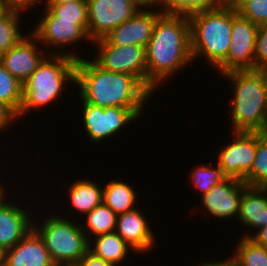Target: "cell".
Wrapping results in <instances>:
<instances>
[{
  "label": "cell",
  "mask_w": 267,
  "mask_h": 266,
  "mask_svg": "<svg viewBox=\"0 0 267 266\" xmlns=\"http://www.w3.org/2000/svg\"><path fill=\"white\" fill-rule=\"evenodd\" d=\"M188 17L193 61L205 57L204 60L215 70L226 59L230 48L232 6L221 5Z\"/></svg>",
  "instance_id": "5"
},
{
  "label": "cell",
  "mask_w": 267,
  "mask_h": 266,
  "mask_svg": "<svg viewBox=\"0 0 267 266\" xmlns=\"http://www.w3.org/2000/svg\"><path fill=\"white\" fill-rule=\"evenodd\" d=\"M17 115L6 105L0 102V133L9 130L10 126L16 122ZM13 122V123H12Z\"/></svg>",
  "instance_id": "33"
},
{
  "label": "cell",
  "mask_w": 267,
  "mask_h": 266,
  "mask_svg": "<svg viewBox=\"0 0 267 266\" xmlns=\"http://www.w3.org/2000/svg\"><path fill=\"white\" fill-rule=\"evenodd\" d=\"M265 79H266V84H267V70H265Z\"/></svg>",
  "instance_id": "45"
},
{
  "label": "cell",
  "mask_w": 267,
  "mask_h": 266,
  "mask_svg": "<svg viewBox=\"0 0 267 266\" xmlns=\"http://www.w3.org/2000/svg\"><path fill=\"white\" fill-rule=\"evenodd\" d=\"M10 10L8 9L4 0H0V17L6 15Z\"/></svg>",
  "instance_id": "40"
},
{
  "label": "cell",
  "mask_w": 267,
  "mask_h": 266,
  "mask_svg": "<svg viewBox=\"0 0 267 266\" xmlns=\"http://www.w3.org/2000/svg\"><path fill=\"white\" fill-rule=\"evenodd\" d=\"M83 127L89 140L96 144L113 137L125 125L138 120L143 108L100 107L81 101Z\"/></svg>",
  "instance_id": "8"
},
{
  "label": "cell",
  "mask_w": 267,
  "mask_h": 266,
  "mask_svg": "<svg viewBox=\"0 0 267 266\" xmlns=\"http://www.w3.org/2000/svg\"><path fill=\"white\" fill-rule=\"evenodd\" d=\"M250 239H252L256 244L267 248V225L259 228L256 232H253Z\"/></svg>",
  "instance_id": "36"
},
{
  "label": "cell",
  "mask_w": 267,
  "mask_h": 266,
  "mask_svg": "<svg viewBox=\"0 0 267 266\" xmlns=\"http://www.w3.org/2000/svg\"><path fill=\"white\" fill-rule=\"evenodd\" d=\"M44 6L59 20H88L87 2L71 1L63 4H45Z\"/></svg>",
  "instance_id": "30"
},
{
  "label": "cell",
  "mask_w": 267,
  "mask_h": 266,
  "mask_svg": "<svg viewBox=\"0 0 267 266\" xmlns=\"http://www.w3.org/2000/svg\"><path fill=\"white\" fill-rule=\"evenodd\" d=\"M221 5L220 0H159L157 7L166 14L189 16L199 11L218 8Z\"/></svg>",
  "instance_id": "26"
},
{
  "label": "cell",
  "mask_w": 267,
  "mask_h": 266,
  "mask_svg": "<svg viewBox=\"0 0 267 266\" xmlns=\"http://www.w3.org/2000/svg\"><path fill=\"white\" fill-rule=\"evenodd\" d=\"M67 217L49 214L42 223L33 218V229L43 239L55 265L76 264L88 252L89 240L80 223Z\"/></svg>",
  "instance_id": "6"
},
{
  "label": "cell",
  "mask_w": 267,
  "mask_h": 266,
  "mask_svg": "<svg viewBox=\"0 0 267 266\" xmlns=\"http://www.w3.org/2000/svg\"><path fill=\"white\" fill-rule=\"evenodd\" d=\"M8 9L10 11H15V12H19V13H24L26 11L24 10H28L30 7H36V5L38 3H44L42 0H4ZM41 1V2H39Z\"/></svg>",
  "instance_id": "34"
},
{
  "label": "cell",
  "mask_w": 267,
  "mask_h": 266,
  "mask_svg": "<svg viewBox=\"0 0 267 266\" xmlns=\"http://www.w3.org/2000/svg\"><path fill=\"white\" fill-rule=\"evenodd\" d=\"M267 70V24L259 25L254 52V70Z\"/></svg>",
  "instance_id": "32"
},
{
  "label": "cell",
  "mask_w": 267,
  "mask_h": 266,
  "mask_svg": "<svg viewBox=\"0 0 267 266\" xmlns=\"http://www.w3.org/2000/svg\"><path fill=\"white\" fill-rule=\"evenodd\" d=\"M55 266H78L77 264H61V265H55Z\"/></svg>",
  "instance_id": "44"
},
{
  "label": "cell",
  "mask_w": 267,
  "mask_h": 266,
  "mask_svg": "<svg viewBox=\"0 0 267 266\" xmlns=\"http://www.w3.org/2000/svg\"><path fill=\"white\" fill-rule=\"evenodd\" d=\"M234 7L240 16L254 24H267V0H241Z\"/></svg>",
  "instance_id": "31"
},
{
  "label": "cell",
  "mask_w": 267,
  "mask_h": 266,
  "mask_svg": "<svg viewBox=\"0 0 267 266\" xmlns=\"http://www.w3.org/2000/svg\"><path fill=\"white\" fill-rule=\"evenodd\" d=\"M192 170L191 184L197 187L196 189H199L202 195L208 193L216 184L227 178L218 164H216V167L212 166V164H201V166L199 165Z\"/></svg>",
  "instance_id": "29"
},
{
  "label": "cell",
  "mask_w": 267,
  "mask_h": 266,
  "mask_svg": "<svg viewBox=\"0 0 267 266\" xmlns=\"http://www.w3.org/2000/svg\"><path fill=\"white\" fill-rule=\"evenodd\" d=\"M71 1L87 2L88 0H45V4H63Z\"/></svg>",
  "instance_id": "38"
},
{
  "label": "cell",
  "mask_w": 267,
  "mask_h": 266,
  "mask_svg": "<svg viewBox=\"0 0 267 266\" xmlns=\"http://www.w3.org/2000/svg\"><path fill=\"white\" fill-rule=\"evenodd\" d=\"M75 84L81 100L103 108H144L153 95L135 76L103 70L83 57L76 62Z\"/></svg>",
  "instance_id": "2"
},
{
  "label": "cell",
  "mask_w": 267,
  "mask_h": 266,
  "mask_svg": "<svg viewBox=\"0 0 267 266\" xmlns=\"http://www.w3.org/2000/svg\"><path fill=\"white\" fill-rule=\"evenodd\" d=\"M258 25L240 16L232 7L230 48L226 59L215 69L221 74L234 70H254Z\"/></svg>",
  "instance_id": "11"
},
{
  "label": "cell",
  "mask_w": 267,
  "mask_h": 266,
  "mask_svg": "<svg viewBox=\"0 0 267 266\" xmlns=\"http://www.w3.org/2000/svg\"><path fill=\"white\" fill-rule=\"evenodd\" d=\"M230 258L228 259H220V260H215V261H206L203 263H199L200 265L196 266H237L236 261L233 256H229Z\"/></svg>",
  "instance_id": "37"
},
{
  "label": "cell",
  "mask_w": 267,
  "mask_h": 266,
  "mask_svg": "<svg viewBox=\"0 0 267 266\" xmlns=\"http://www.w3.org/2000/svg\"><path fill=\"white\" fill-rule=\"evenodd\" d=\"M78 266H113L89 251L76 263Z\"/></svg>",
  "instance_id": "35"
},
{
  "label": "cell",
  "mask_w": 267,
  "mask_h": 266,
  "mask_svg": "<svg viewBox=\"0 0 267 266\" xmlns=\"http://www.w3.org/2000/svg\"><path fill=\"white\" fill-rule=\"evenodd\" d=\"M241 0H220L222 5L234 7Z\"/></svg>",
  "instance_id": "41"
},
{
  "label": "cell",
  "mask_w": 267,
  "mask_h": 266,
  "mask_svg": "<svg viewBox=\"0 0 267 266\" xmlns=\"http://www.w3.org/2000/svg\"><path fill=\"white\" fill-rule=\"evenodd\" d=\"M143 6H157L159 0H137Z\"/></svg>",
  "instance_id": "39"
},
{
  "label": "cell",
  "mask_w": 267,
  "mask_h": 266,
  "mask_svg": "<svg viewBox=\"0 0 267 266\" xmlns=\"http://www.w3.org/2000/svg\"><path fill=\"white\" fill-rule=\"evenodd\" d=\"M98 48L93 61L103 70L135 76L147 88L146 48L137 45L115 46L104 38L92 42Z\"/></svg>",
  "instance_id": "9"
},
{
  "label": "cell",
  "mask_w": 267,
  "mask_h": 266,
  "mask_svg": "<svg viewBox=\"0 0 267 266\" xmlns=\"http://www.w3.org/2000/svg\"><path fill=\"white\" fill-rule=\"evenodd\" d=\"M77 59L65 54H47L23 83V97L17 119L28 112L55 102L67 83L76 82ZM33 109V110H32Z\"/></svg>",
  "instance_id": "4"
},
{
  "label": "cell",
  "mask_w": 267,
  "mask_h": 266,
  "mask_svg": "<svg viewBox=\"0 0 267 266\" xmlns=\"http://www.w3.org/2000/svg\"><path fill=\"white\" fill-rule=\"evenodd\" d=\"M248 185L237 178L227 177L208 193L201 195V203L212 217L217 219L238 216L243 191Z\"/></svg>",
  "instance_id": "16"
},
{
  "label": "cell",
  "mask_w": 267,
  "mask_h": 266,
  "mask_svg": "<svg viewBox=\"0 0 267 266\" xmlns=\"http://www.w3.org/2000/svg\"><path fill=\"white\" fill-rule=\"evenodd\" d=\"M4 266H55L43 239L32 228L12 248L5 250Z\"/></svg>",
  "instance_id": "18"
},
{
  "label": "cell",
  "mask_w": 267,
  "mask_h": 266,
  "mask_svg": "<svg viewBox=\"0 0 267 266\" xmlns=\"http://www.w3.org/2000/svg\"><path fill=\"white\" fill-rule=\"evenodd\" d=\"M6 186L0 183V248H12L33 228V217L28 207L7 201ZM5 195V196H4ZM7 202V203H6ZM28 212V213H27Z\"/></svg>",
  "instance_id": "15"
},
{
  "label": "cell",
  "mask_w": 267,
  "mask_h": 266,
  "mask_svg": "<svg viewBox=\"0 0 267 266\" xmlns=\"http://www.w3.org/2000/svg\"><path fill=\"white\" fill-rule=\"evenodd\" d=\"M142 213L141 209L136 208L118 214L115 229V232L134 250L133 252L139 254L151 251L156 242V237L148 225V218Z\"/></svg>",
  "instance_id": "17"
},
{
  "label": "cell",
  "mask_w": 267,
  "mask_h": 266,
  "mask_svg": "<svg viewBox=\"0 0 267 266\" xmlns=\"http://www.w3.org/2000/svg\"><path fill=\"white\" fill-rule=\"evenodd\" d=\"M117 216L108 206L102 203L86 214V221H83L86 223L81 224L82 230L88 240L100 234L115 232Z\"/></svg>",
  "instance_id": "23"
},
{
  "label": "cell",
  "mask_w": 267,
  "mask_h": 266,
  "mask_svg": "<svg viewBox=\"0 0 267 266\" xmlns=\"http://www.w3.org/2000/svg\"><path fill=\"white\" fill-rule=\"evenodd\" d=\"M231 143L220 147L217 164L227 177L244 180L257 152V132L233 131Z\"/></svg>",
  "instance_id": "12"
},
{
  "label": "cell",
  "mask_w": 267,
  "mask_h": 266,
  "mask_svg": "<svg viewBox=\"0 0 267 266\" xmlns=\"http://www.w3.org/2000/svg\"><path fill=\"white\" fill-rule=\"evenodd\" d=\"M232 254L237 266H267V248L241 237Z\"/></svg>",
  "instance_id": "24"
},
{
  "label": "cell",
  "mask_w": 267,
  "mask_h": 266,
  "mask_svg": "<svg viewBox=\"0 0 267 266\" xmlns=\"http://www.w3.org/2000/svg\"><path fill=\"white\" fill-rule=\"evenodd\" d=\"M237 218L250 229L242 237L250 238L254 231L267 225V187L248 186L243 191Z\"/></svg>",
  "instance_id": "19"
},
{
  "label": "cell",
  "mask_w": 267,
  "mask_h": 266,
  "mask_svg": "<svg viewBox=\"0 0 267 266\" xmlns=\"http://www.w3.org/2000/svg\"><path fill=\"white\" fill-rule=\"evenodd\" d=\"M157 9V6H143L134 16L108 33L104 39L115 46L137 45L146 48L153 35L156 21L163 13Z\"/></svg>",
  "instance_id": "13"
},
{
  "label": "cell",
  "mask_w": 267,
  "mask_h": 266,
  "mask_svg": "<svg viewBox=\"0 0 267 266\" xmlns=\"http://www.w3.org/2000/svg\"><path fill=\"white\" fill-rule=\"evenodd\" d=\"M23 97V84L0 63V102L19 114Z\"/></svg>",
  "instance_id": "25"
},
{
  "label": "cell",
  "mask_w": 267,
  "mask_h": 266,
  "mask_svg": "<svg viewBox=\"0 0 267 266\" xmlns=\"http://www.w3.org/2000/svg\"><path fill=\"white\" fill-rule=\"evenodd\" d=\"M67 192L71 206L83 216L103 203V187L90 179L75 180Z\"/></svg>",
  "instance_id": "20"
},
{
  "label": "cell",
  "mask_w": 267,
  "mask_h": 266,
  "mask_svg": "<svg viewBox=\"0 0 267 266\" xmlns=\"http://www.w3.org/2000/svg\"><path fill=\"white\" fill-rule=\"evenodd\" d=\"M93 238L95 240H89L90 253L113 266H119L124 260L126 261L125 258L131 247L116 232L100 234Z\"/></svg>",
  "instance_id": "21"
},
{
  "label": "cell",
  "mask_w": 267,
  "mask_h": 266,
  "mask_svg": "<svg viewBox=\"0 0 267 266\" xmlns=\"http://www.w3.org/2000/svg\"><path fill=\"white\" fill-rule=\"evenodd\" d=\"M43 9V17H40L39 23H36V28L30 30L33 31L31 33L38 39L39 44L45 46L47 44V47H50L48 50L50 51L49 54H65L76 59L81 58V56L73 53V51L69 49L67 51L64 48H70L68 45L77 44L85 39V42H91L88 36V20H59L45 7ZM51 49L55 51L52 52Z\"/></svg>",
  "instance_id": "7"
},
{
  "label": "cell",
  "mask_w": 267,
  "mask_h": 266,
  "mask_svg": "<svg viewBox=\"0 0 267 266\" xmlns=\"http://www.w3.org/2000/svg\"><path fill=\"white\" fill-rule=\"evenodd\" d=\"M5 250L0 248V266H4Z\"/></svg>",
  "instance_id": "42"
},
{
  "label": "cell",
  "mask_w": 267,
  "mask_h": 266,
  "mask_svg": "<svg viewBox=\"0 0 267 266\" xmlns=\"http://www.w3.org/2000/svg\"><path fill=\"white\" fill-rule=\"evenodd\" d=\"M261 133L267 139V126L265 127V129Z\"/></svg>",
  "instance_id": "43"
},
{
  "label": "cell",
  "mask_w": 267,
  "mask_h": 266,
  "mask_svg": "<svg viewBox=\"0 0 267 266\" xmlns=\"http://www.w3.org/2000/svg\"><path fill=\"white\" fill-rule=\"evenodd\" d=\"M248 186L267 187V139L257 132V152L251 170L243 180Z\"/></svg>",
  "instance_id": "27"
},
{
  "label": "cell",
  "mask_w": 267,
  "mask_h": 266,
  "mask_svg": "<svg viewBox=\"0 0 267 266\" xmlns=\"http://www.w3.org/2000/svg\"><path fill=\"white\" fill-rule=\"evenodd\" d=\"M37 43H39L38 39L30 33V35H25L6 53L0 55V63L3 67L22 84L37 69V66L47 56L46 54H49L47 50L40 48Z\"/></svg>",
  "instance_id": "14"
},
{
  "label": "cell",
  "mask_w": 267,
  "mask_h": 266,
  "mask_svg": "<svg viewBox=\"0 0 267 266\" xmlns=\"http://www.w3.org/2000/svg\"><path fill=\"white\" fill-rule=\"evenodd\" d=\"M136 194L135 189L121 178L111 179L103 186V203L118 215L137 208Z\"/></svg>",
  "instance_id": "22"
},
{
  "label": "cell",
  "mask_w": 267,
  "mask_h": 266,
  "mask_svg": "<svg viewBox=\"0 0 267 266\" xmlns=\"http://www.w3.org/2000/svg\"><path fill=\"white\" fill-rule=\"evenodd\" d=\"M142 7L137 0H88V36L91 43L104 38Z\"/></svg>",
  "instance_id": "10"
},
{
  "label": "cell",
  "mask_w": 267,
  "mask_h": 266,
  "mask_svg": "<svg viewBox=\"0 0 267 266\" xmlns=\"http://www.w3.org/2000/svg\"><path fill=\"white\" fill-rule=\"evenodd\" d=\"M221 75L230 80L234 91L228 107L232 131L262 132L267 126L265 70H234Z\"/></svg>",
  "instance_id": "3"
},
{
  "label": "cell",
  "mask_w": 267,
  "mask_h": 266,
  "mask_svg": "<svg viewBox=\"0 0 267 266\" xmlns=\"http://www.w3.org/2000/svg\"><path fill=\"white\" fill-rule=\"evenodd\" d=\"M191 62L189 17L162 13L146 47L147 89L154 94L160 84Z\"/></svg>",
  "instance_id": "1"
},
{
  "label": "cell",
  "mask_w": 267,
  "mask_h": 266,
  "mask_svg": "<svg viewBox=\"0 0 267 266\" xmlns=\"http://www.w3.org/2000/svg\"><path fill=\"white\" fill-rule=\"evenodd\" d=\"M20 14L23 15V13L9 11L0 17V55L6 53L25 36L20 29L22 24Z\"/></svg>",
  "instance_id": "28"
}]
</instances>
